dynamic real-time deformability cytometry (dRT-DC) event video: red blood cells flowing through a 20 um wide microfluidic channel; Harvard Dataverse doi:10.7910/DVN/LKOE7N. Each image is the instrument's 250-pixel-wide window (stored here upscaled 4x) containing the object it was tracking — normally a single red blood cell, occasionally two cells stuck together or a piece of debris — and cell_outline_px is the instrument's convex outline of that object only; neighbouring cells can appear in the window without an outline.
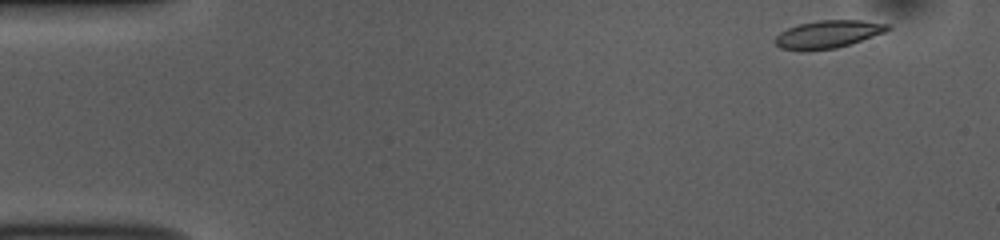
{"species": "common noctule bat (a hibernating species)", "species_latin": "Nyctalus noctula", "temperature_condition": "room temperature", "stored_images_in_passage": 49, "camera_frame_rate_fps": 3000, "um_per_image_px": 0.085, "animal": {"sex": "female", "body_mass_g": 10.0, "forearm_length_mm": 53.1}, "frame": {"image": 1, "passage_image": 1, "time_ms": 0.0, "image_size_px": [1000, 240], "cell_outline_px": [[892, 28], [884, 32], [836, 48], [804, 52], [800, 52], [780, 48], [772, 40], [780, 32], [788, 28], [800, 24], [816, 20], [860, 20], [892, 24]], "centroid_in_image_um": [70.33, 2.92], "position_along_channel_um": 14.7, "area_um2": 18.38}}
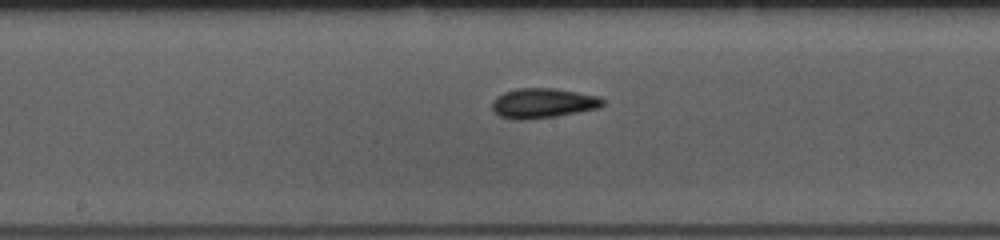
{"frame": {"image": 2, "passage_image": 24, "time_ms": 7.667, "image_size_px": [1000, 240], "cell_outline_px": [[604, 104], [600, 108], [556, 116], [520, 120], [516, 120], [500, 116], [492, 108], [492, 100], [496, 96], [504, 92], [520, 88], [556, 88], [596, 96], [604, 100]], "centroid_in_image_um": [46.14, 8.76], "position_along_channel_um": 202.1, "area_um2": 19.13}}
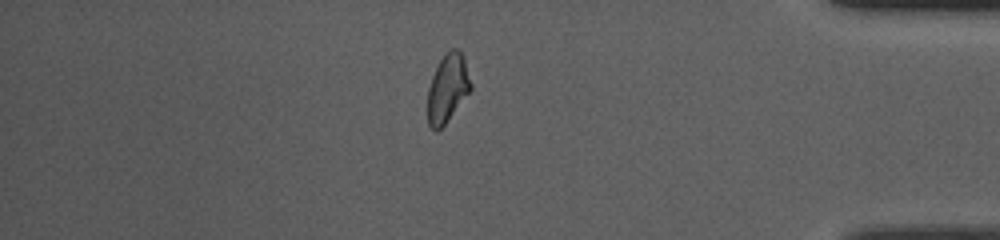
{"frame": {"image": 3, "passage_image": 42, "time_ms": 13.667, "image_size_px": [1000, 240], "cell_outline_px": [[472, 88], [444, 124], [436, 132], [428, 124], [428, 88], [432, 76], [440, 60], [452, 48], [456, 48], [464, 56], [472, 84]], "centroid_in_image_um": [38.05, 7.49], "position_along_channel_um": 397.1, "area_um2": 16.82}, "authors_computed_cell_mechanics": {"area_um2": 18.0914, "velocity_mm_per_s": 3.8039, "shape_relaxation_time_tau1_ms": 2.9968, "shape_relaxation_time_tau2_ms": 2.7839, "deformation_change_tau1": 0.1066, "deformation_change_tau2": 0.0814}}